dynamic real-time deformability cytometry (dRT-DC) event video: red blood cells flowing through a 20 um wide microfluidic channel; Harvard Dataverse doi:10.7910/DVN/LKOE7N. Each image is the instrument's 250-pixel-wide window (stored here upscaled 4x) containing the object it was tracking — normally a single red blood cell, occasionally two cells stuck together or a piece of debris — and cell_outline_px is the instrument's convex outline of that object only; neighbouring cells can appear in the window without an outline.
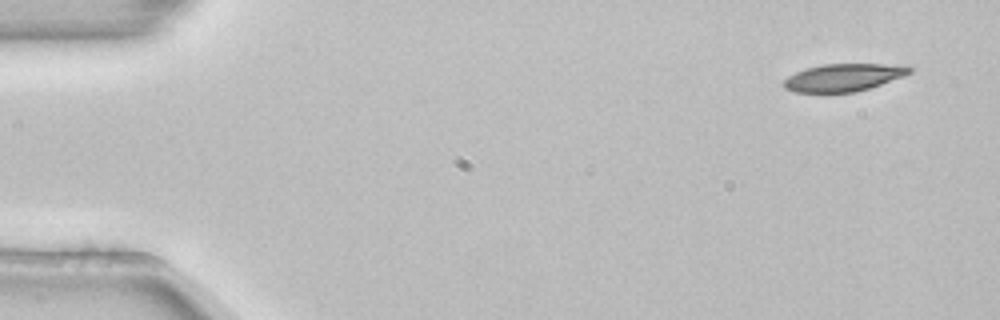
{"species": "common noctule bat (a hibernating species)", "species_latin": "Nyctalus noctula", "temperature_condition": "room temperature", "stored_images_in_passage": 6, "camera_frame_rate_fps": 3000, "um_per_image_px": 0.085, "animal": {"sex": "female", "body_mass_g": 22.7, "forearm_length_mm": 54.2}, "frame": {"image": 1, "passage_image": 1, "time_ms": 0.0, "image_size_px": [1000, 320], "cell_outline_px": [[916, 68], [912, 72], [904, 76], [856, 92], [796, 92], [784, 88], [784, 80], [788, 76], [804, 68], [824, 64], [884, 64]], "centroid_in_image_um": [71.68, 6.58], "position_along_channel_um": 13.3, "area_um2": 20.0}}
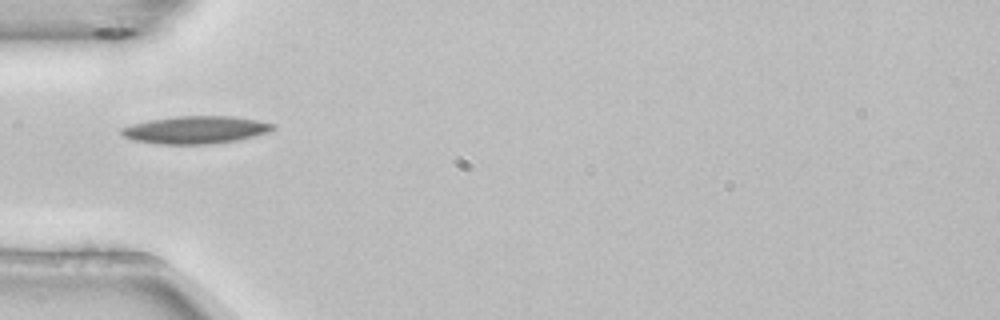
{"frame": {"image": 2, "passage_image": 4, "time_ms": 1.0, "image_size_px": [1000, 320], "cell_outline_px": [[276, 128], [268, 132], [256, 136], [236, 140], [212, 144], [160, 144], [132, 140], [124, 136], [120, 132], [120, 128], [132, 124], [148, 120], [176, 116], [232, 116], [256, 120], [276, 124]], "centroid_in_image_um": [16.63, 11.03], "position_along_channel_um": 68.4, "area_um2": 24.45}}